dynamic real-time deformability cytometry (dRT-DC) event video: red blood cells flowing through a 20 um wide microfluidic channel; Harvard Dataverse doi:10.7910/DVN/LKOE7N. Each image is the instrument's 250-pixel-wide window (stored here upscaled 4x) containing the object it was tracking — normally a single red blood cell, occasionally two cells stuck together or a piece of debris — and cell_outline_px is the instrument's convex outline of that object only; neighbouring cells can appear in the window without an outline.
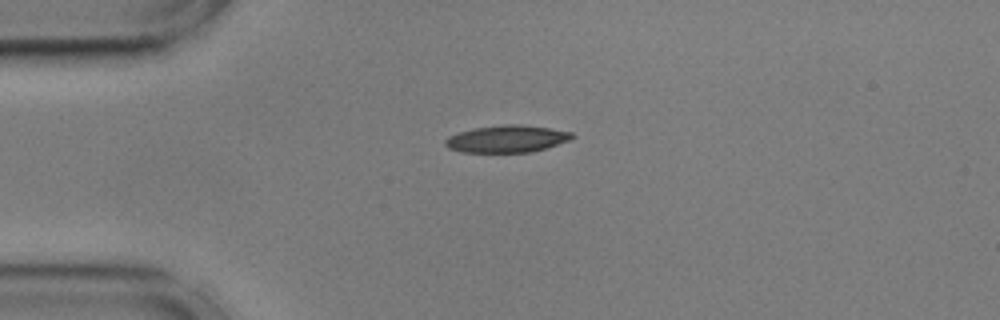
{"species": "common noctule bat (a hibernating species)", "species_latin": "Nyctalus noctula", "temperature_condition": "cold", "stored_images_in_passage": 5, "camera_frame_rate_fps": 3000, "um_per_image_px": 0.085, "animal": {"sex": "male", "body_mass_g": 17.9, "forearm_length_mm": 54.2}, "frame": {"image": 1, "passage_image": 1, "time_ms": 0.0, "image_size_px": [1000, 320], "cell_outline_px": [[576, 136], [568, 140], [544, 148], [528, 152], [464, 152], [448, 148], [444, 144], [444, 140], [448, 136], [472, 128], [508, 124], [520, 124], [548, 128], [572, 132]], "centroid_in_image_um": [43.04, 11.79], "position_along_channel_um": 42.0, "area_um2": 19.83}}